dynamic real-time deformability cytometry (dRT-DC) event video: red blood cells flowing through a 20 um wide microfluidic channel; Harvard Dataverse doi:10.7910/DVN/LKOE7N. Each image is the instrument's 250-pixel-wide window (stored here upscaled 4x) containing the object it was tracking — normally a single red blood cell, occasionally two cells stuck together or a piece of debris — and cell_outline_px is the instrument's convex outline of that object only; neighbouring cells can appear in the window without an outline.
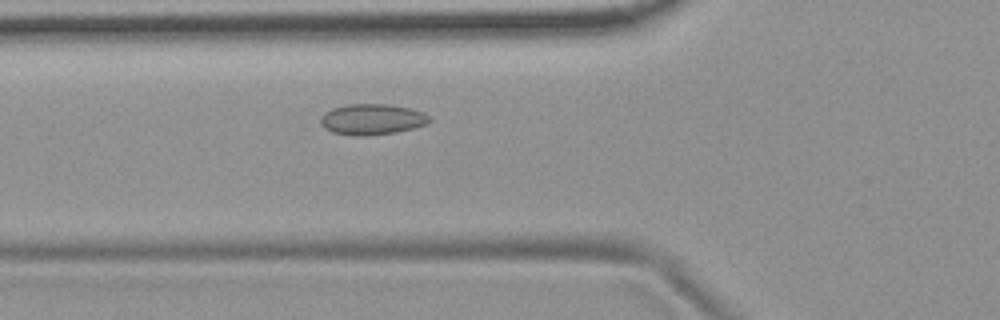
{"species": "common noctule bat (a hibernating species)", "species_latin": "Nyctalus noctula", "temperature_condition": "room temperature", "stored_images_in_passage": 7, "camera_frame_rate_fps": 3000, "um_per_image_px": 0.085, "animal": {"sex": "female", "body_mass_g": 19.9}, "frame": {"image": 1, "passage_image": 7, "time_ms": 7.667, "image_size_px": [1000, 320], "cell_outline_px": [[432, 120], [428, 124], [396, 132], [364, 136], [356, 136], [332, 132], [324, 128], [320, 124], [320, 120], [324, 112], [332, 108], [348, 104], [388, 104], [412, 108], [424, 112]], "centroid_in_image_um": [31.63, 10.14], "position_along_channel_um": 94.2, "area_um2": 19.71}}